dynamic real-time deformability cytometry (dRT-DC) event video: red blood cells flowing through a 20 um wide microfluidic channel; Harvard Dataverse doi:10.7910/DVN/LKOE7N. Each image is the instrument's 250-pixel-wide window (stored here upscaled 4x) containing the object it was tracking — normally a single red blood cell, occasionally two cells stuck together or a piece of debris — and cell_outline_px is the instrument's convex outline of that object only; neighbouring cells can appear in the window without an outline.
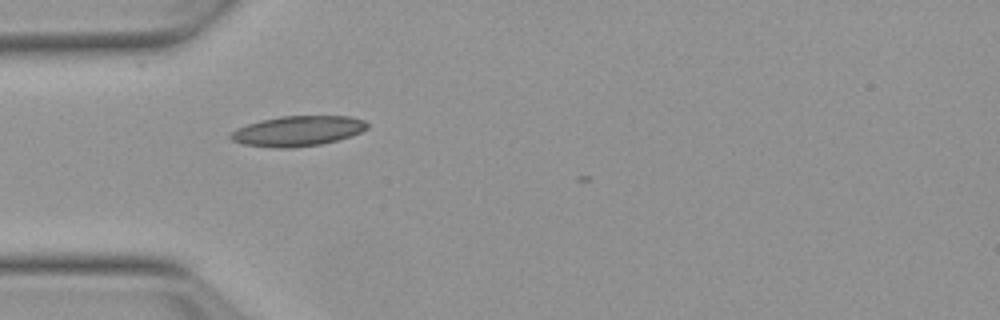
{"species": "Egyptian fruit bat (a non-hibernating species)", "species_latin": "Rousettus aegyptiacus", "temperature_condition": "warm", "stored_images_in_passage": 5, "camera_frame_rate_fps": 3000, "um_per_image_px": 0.085, "animal": {"sex": "female"}, "frame": {"image": 1, "passage_image": 1, "time_ms": 0.0, "image_size_px": [1000, 320], "cell_outline_px": [[368, 128], [352, 136], [320, 144], [292, 148], [276, 148], [244, 144], [232, 140], [228, 136], [236, 128], [260, 120], [280, 116], [348, 116], [364, 120], [368, 124]], "centroid_in_image_um": [25.3, 11.13], "position_along_channel_um": 59.7, "area_um2": 23.99}}
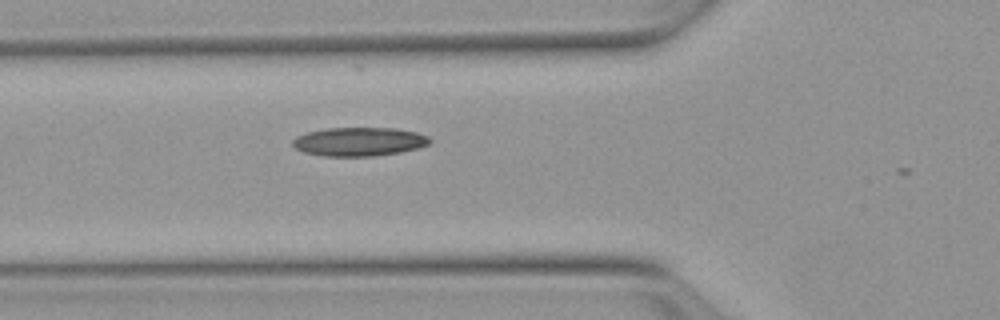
{"frame": {"image": 2, "passage_image": 4, "time_ms": 1.0, "image_size_px": [1000, 320], "cell_outline_px": [[432, 140], [428, 144], [420, 148], [400, 152], [372, 156], [320, 156], [304, 152], [296, 148], [292, 144], [292, 140], [296, 136], [308, 132], [324, 128], [396, 128], [416, 132], [428, 136]], "centroid_in_image_um": [30.52, 12.04], "position_along_channel_um": 95.3, "area_um2": 23.06}}